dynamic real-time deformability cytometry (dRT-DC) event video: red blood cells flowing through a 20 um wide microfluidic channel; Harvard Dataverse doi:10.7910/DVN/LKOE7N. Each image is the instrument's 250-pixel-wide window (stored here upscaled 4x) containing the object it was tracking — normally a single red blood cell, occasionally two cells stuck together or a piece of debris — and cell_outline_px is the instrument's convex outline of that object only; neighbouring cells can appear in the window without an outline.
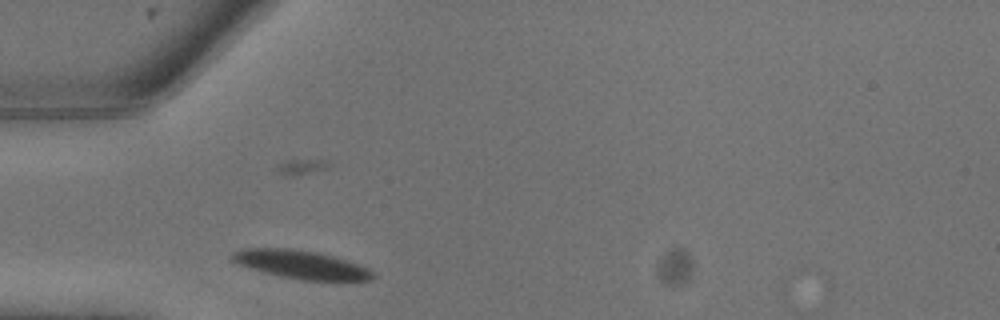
{"species": "common noctule bat (a hibernating species)", "species_latin": "Nyctalus noctula", "temperature_condition": "warm", "stored_images_in_passage": 15, "camera_frame_rate_fps": 3000, "um_per_image_px": 0.085, "animal": {"sex": "male", "body_mass_g": 13.3}, "frame": {"image": 1, "passage_image": 2, "time_ms": 0.333, "image_size_px": [1000, 320], "cell_outline_px": [[372, 280], [300, 280], [280, 276], [252, 268], [240, 264], [232, 260], [228, 256], [232, 252], [240, 248], [288, 248], [316, 252], [332, 256], [368, 268], [372, 272]], "centroid_in_image_um": [25.51, 22.47], "position_along_channel_um": 59.5, "area_um2": 22.83}}
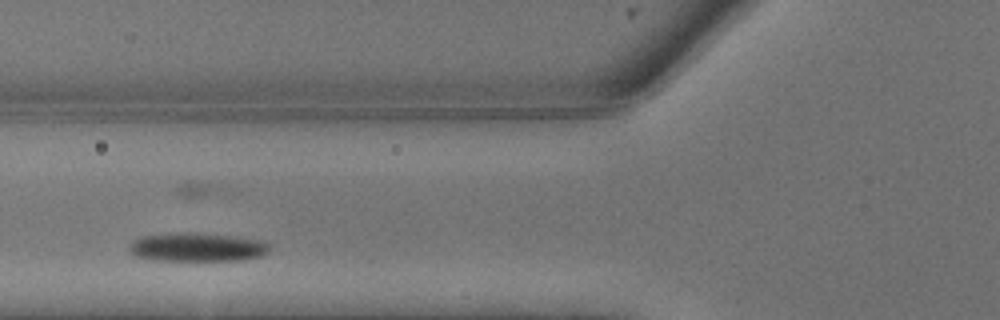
{"frame": {"image": 2, "passage_image": 4, "time_ms": 1.0, "image_size_px": [1000, 320], "cell_outline_px": [[268, 252], [260, 256], [244, 260], [152, 260], [136, 256], [128, 248], [128, 244], [140, 236], [168, 232], [188, 232], [236, 236], [260, 240], [268, 244]], "centroid_in_image_um": [16.71, 20.99], "position_along_channel_um": 109.1, "area_um2": 23.64}}
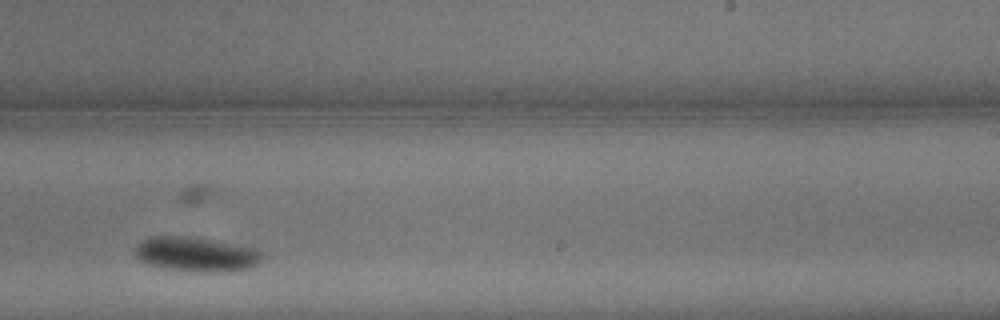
{"frame": {"image": 3, "passage_image": 10, "time_ms": 3.0, "image_size_px": [1000, 320], "cell_outline_px": [[260, 260], [256, 264], [248, 268], [228, 272], [192, 272], [164, 268], [148, 264], [140, 260], [136, 256], [136, 244], [148, 236], [196, 236], [256, 248], [260, 252]], "centroid_in_image_um": [16.64, 21.6], "position_along_channel_um": 272.4, "area_um2": 25.89}}